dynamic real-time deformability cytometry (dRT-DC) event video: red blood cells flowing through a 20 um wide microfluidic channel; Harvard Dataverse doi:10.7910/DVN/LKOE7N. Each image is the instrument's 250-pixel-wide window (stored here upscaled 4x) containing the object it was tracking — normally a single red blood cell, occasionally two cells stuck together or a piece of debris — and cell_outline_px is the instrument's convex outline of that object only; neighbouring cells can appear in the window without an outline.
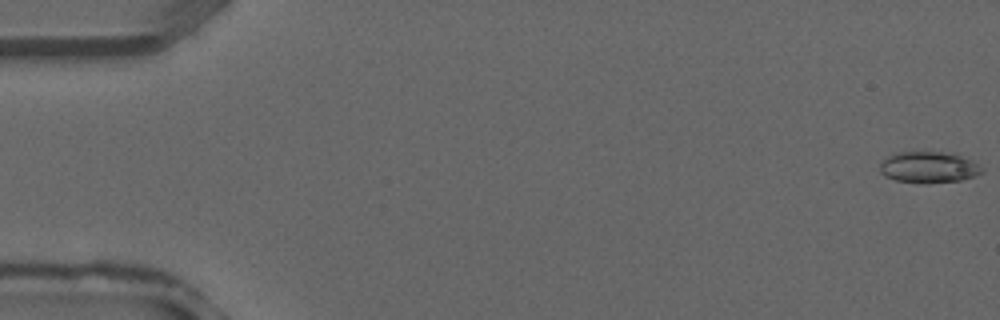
{"species": "common noctule bat (a hibernating species)", "species_latin": "Nyctalus noctula", "temperature_condition": "warm", "stored_images_in_passage": 13, "camera_frame_rate_fps": 3000, "um_per_image_px": 0.085, "animal": {"sex": "male", "forearm_length_mm": 52.5}, "frame": {"image": 1, "passage_image": 1, "time_ms": 0.0, "image_size_px": [1000, 320], "cell_outline_px": [[984, 172], [960, 180], [928, 184], [924, 184], [896, 180], [884, 176], [880, 172], [880, 164], [888, 156], [896, 152], [940, 152], [960, 156], [972, 160], [984, 168]], "centroid_in_image_um": [78.93, 14.23], "position_along_channel_um": 6.1, "area_um2": 18.55}}
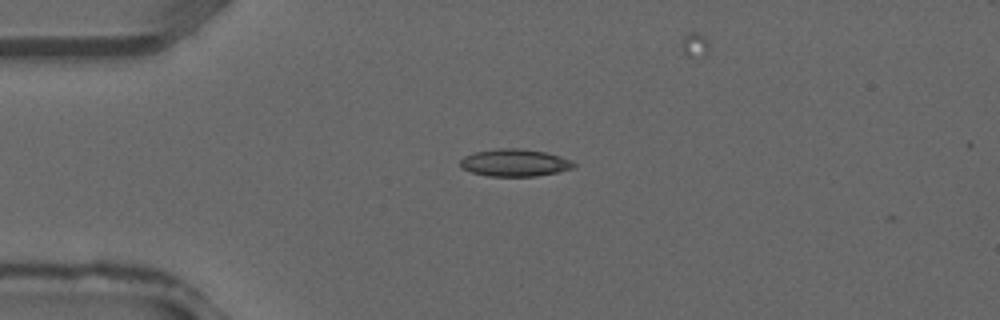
{"frame": {"image": 2, "passage_image": 10, "time_ms": 3.0, "image_size_px": [1000, 320], "cell_outline_px": [[576, 168], [560, 172], [536, 176], [488, 176], [472, 172], [464, 168], [460, 164], [460, 160], [464, 156], [472, 152], [496, 148], [520, 148], [544, 152], [560, 156], [572, 160], [576, 164]], "centroid_in_image_um": [43.79, 13.83], "position_along_channel_um": 41.2, "area_um2": 18.26}}